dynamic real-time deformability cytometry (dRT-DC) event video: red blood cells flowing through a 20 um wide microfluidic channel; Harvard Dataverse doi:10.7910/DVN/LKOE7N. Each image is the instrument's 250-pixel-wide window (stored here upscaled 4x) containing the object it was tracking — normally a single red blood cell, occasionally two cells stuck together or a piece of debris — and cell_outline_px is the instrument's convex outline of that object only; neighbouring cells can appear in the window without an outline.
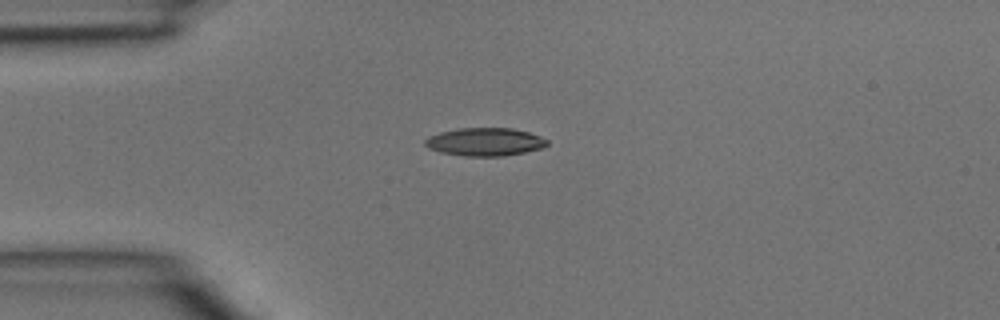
{"species": "common noctule bat (a hibernating species)", "species_latin": "Nyctalus noctula", "temperature_condition": "room temperature", "stored_images_in_passage": 3, "camera_frame_rate_fps": 3000, "um_per_image_px": 0.085, "animal": {"sex": "male", "body_mass_g": 15.6}, "frame": {"image": 1, "passage_image": 1, "time_ms": 0.0, "image_size_px": [1000, 320], "cell_outline_px": [[548, 144], [544, 148], [504, 156], [464, 156], [440, 152], [428, 148], [424, 144], [424, 140], [428, 136], [440, 132], [456, 128], [512, 128], [528, 132], [540, 136], [548, 140]], "centroid_in_image_um": [41.21, 12.06], "position_along_channel_um": 43.8, "area_um2": 20.11}}